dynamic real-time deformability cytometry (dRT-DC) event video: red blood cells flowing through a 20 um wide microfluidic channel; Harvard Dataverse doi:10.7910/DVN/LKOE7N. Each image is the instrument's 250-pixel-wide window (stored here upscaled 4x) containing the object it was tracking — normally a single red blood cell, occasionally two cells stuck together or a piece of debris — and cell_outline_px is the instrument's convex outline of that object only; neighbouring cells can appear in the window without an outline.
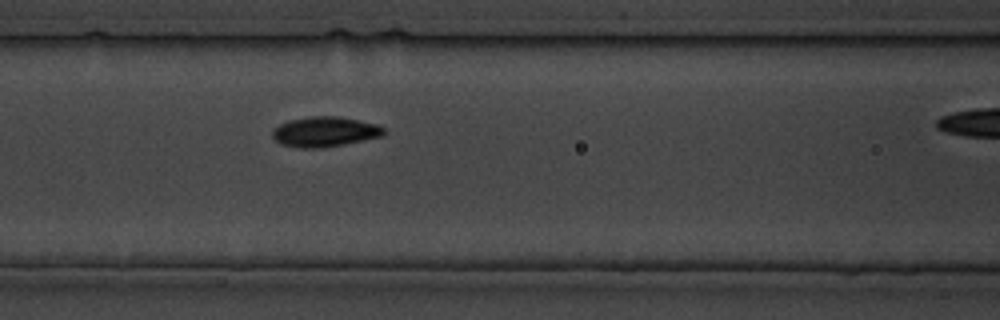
{"species": "common noctule bat (a hibernating species)", "species_latin": "Nyctalus noctula", "temperature_condition": "cold", "stored_images_in_passage": 20, "camera_frame_rate_fps": 3000, "um_per_image_px": 0.085, "animal": {"sex": "male", "body_mass_g": 19.5, "forearm_length_mm": 54.6}, "frame": {"image": 1, "passage_image": 6, "time_ms": 6.667, "image_size_px": [1000, 320], "cell_outline_px": [[388, 132], [384, 136], [324, 148], [300, 148], [280, 144], [272, 136], [272, 132], [280, 124], [288, 120], [312, 116], [336, 116], [360, 120], [376, 124], [384, 128]], "centroid_in_image_um": [27.64, 11.2], "position_along_channel_um": 139.0, "area_um2": 19.65}}